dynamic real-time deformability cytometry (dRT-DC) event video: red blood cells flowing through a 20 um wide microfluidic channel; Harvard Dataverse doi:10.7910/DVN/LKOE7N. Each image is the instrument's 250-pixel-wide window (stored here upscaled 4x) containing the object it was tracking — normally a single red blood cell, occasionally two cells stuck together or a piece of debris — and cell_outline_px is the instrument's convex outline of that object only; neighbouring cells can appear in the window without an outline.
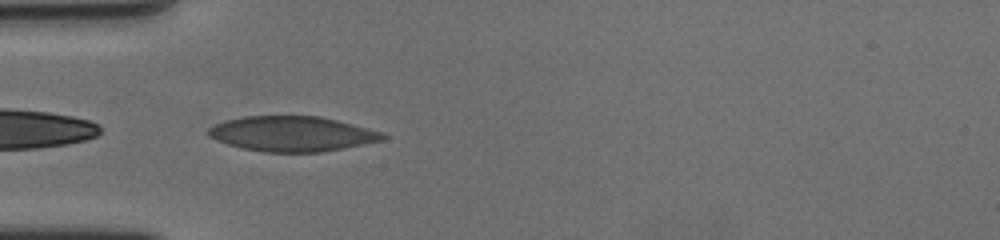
{"species": "human", "species_latin": "Homo sapiens", "temperature_condition": "cold", "stored_images_in_passage": 41, "camera_frame_rate_fps": 3000, "um_per_image_px": 0.085, "donor": {"sex": "female"}, "frame": {"image": 1, "passage_image": 1, "time_ms": 0.0, "image_size_px": [1000, 240], "cell_outline_px": [[388, 136], [384, 140], [320, 152], [260, 152], [240, 148], [228, 144], [208, 136], [208, 128], [216, 124], [228, 120], [244, 116], [320, 116], [336, 120], [380, 132]], "centroid_in_image_um": [24.79, 11.38], "position_along_channel_um": 60.2, "area_um2": 35.32}}
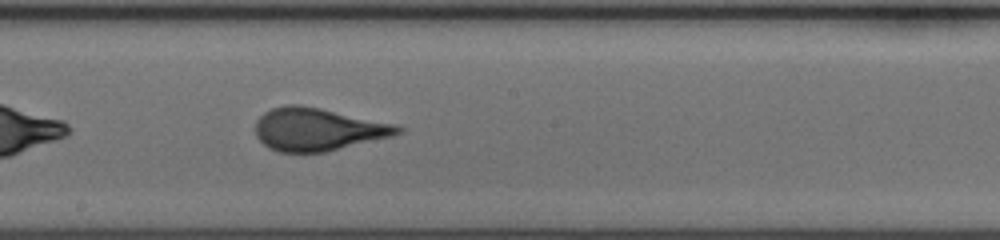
{"frame": {"image": 2, "passage_image": 15, "time_ms": 4.667, "image_size_px": [1000, 240], "cell_outline_px": [[404, 128], [400, 132], [388, 136], [324, 152], [276, 152], [268, 148], [256, 136], [256, 120], [264, 112], [272, 108], [284, 104], [300, 104], [320, 108], [392, 124]], "centroid_in_image_um": [26.9, 10.98], "position_along_channel_um": 221.3, "area_um2": 34.8}}
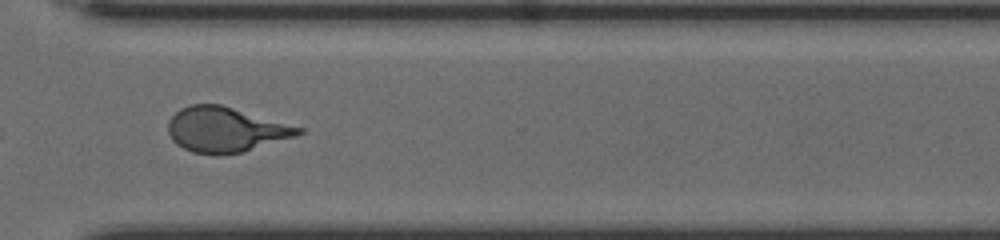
{"frame": {"image": 3, "passage_image": 26, "time_ms": 8.333, "image_size_px": [1000, 240], "cell_outline_px": [[304, 132], [296, 136], [244, 152], [220, 156], [212, 156], [192, 152], [176, 144], [172, 140], [168, 132], [168, 120], [180, 108], [188, 104], [220, 104], [304, 128]], "centroid_in_image_um": [19.15, 11.03], "position_along_channel_um": 351.4, "area_um2": 34.51}, "authors_computed_cell_mechanics": {"area_um2": 34.5644, "velocity_mm_per_s": 3.542, "shape_relaxation_time_tau1_ms": 4.547, "shape_relaxation_time_tau2_ms": null, "deformation_change_tau1": 0.1654, "deformation_change_tau2": null}}